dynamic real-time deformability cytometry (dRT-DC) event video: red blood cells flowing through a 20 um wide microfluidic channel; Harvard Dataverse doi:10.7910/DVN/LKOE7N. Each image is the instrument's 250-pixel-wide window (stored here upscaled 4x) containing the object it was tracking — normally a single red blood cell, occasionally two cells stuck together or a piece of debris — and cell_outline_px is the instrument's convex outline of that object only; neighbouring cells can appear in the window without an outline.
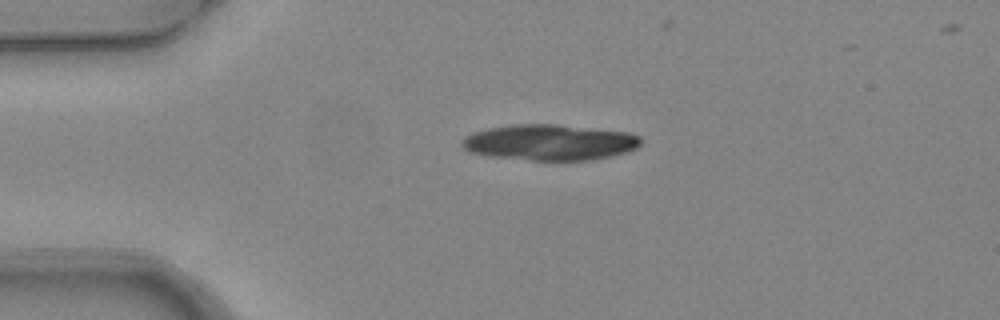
{"species": "common noctule bat (a hibernating species)", "species_latin": "Nyctalus noctula", "temperature_condition": "warm", "stored_images_in_passage": 3, "camera_frame_rate_fps": 3000, "um_per_image_px": 0.085, "animal": {"sex": "female", "body_mass_g": 24.6, "forearm_length_mm": 56.2}, "frame": {"image": 1, "passage_image": 1, "time_ms": 0.0, "image_size_px": [1000, 320], "cell_outline_px": [[640, 144], [636, 148], [628, 152], [612, 156], [592, 160], [532, 160], [488, 156], [468, 152], [460, 144], [460, 140], [472, 132], [488, 128], [512, 124], [556, 124], [628, 132], [640, 136]], "centroid_in_image_um": [46.69, 12.1], "position_along_channel_um": 38.3, "area_um2": 37.63}}